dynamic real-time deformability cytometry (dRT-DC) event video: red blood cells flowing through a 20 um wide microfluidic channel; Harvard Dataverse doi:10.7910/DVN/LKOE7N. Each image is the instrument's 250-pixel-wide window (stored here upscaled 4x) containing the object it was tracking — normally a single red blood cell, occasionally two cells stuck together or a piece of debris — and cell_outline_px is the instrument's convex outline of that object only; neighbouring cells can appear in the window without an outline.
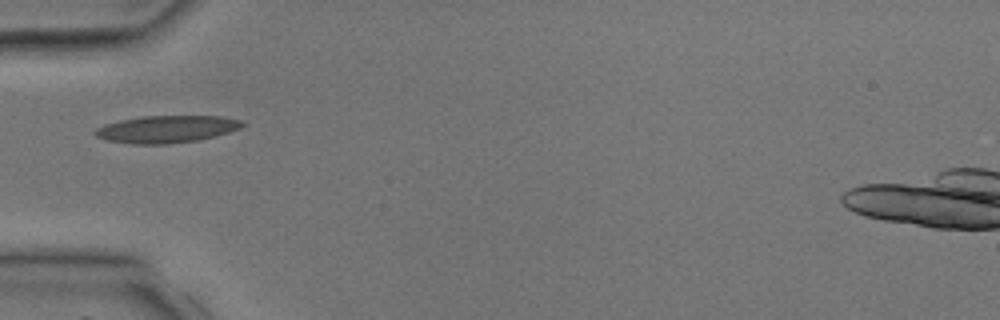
{"species": "common noctule bat (a hibernating species)", "species_latin": "Nyctalus noctula", "temperature_condition": "room temperature", "stored_images_in_passage": 1, "camera_frame_rate_fps": 3000, "um_per_image_px": 0.085, "animal": {"sex": "male", "body_mass_g": 17.9, "forearm_length_mm": 54.2}, "frame": {"image": 1, "passage_image": 1, "time_ms": 0.0, "image_size_px": [1000, 320], "cell_outline_px": [[244, 124], [240, 128], [228, 132], [196, 140], [168, 144], [132, 144], [108, 140], [96, 136], [92, 132], [96, 128], [104, 124], [120, 120], [140, 116], [220, 116], [240, 120]], "centroid_in_image_um": [14.1, 10.97], "position_along_channel_um": 70.9, "area_um2": 23.18}}